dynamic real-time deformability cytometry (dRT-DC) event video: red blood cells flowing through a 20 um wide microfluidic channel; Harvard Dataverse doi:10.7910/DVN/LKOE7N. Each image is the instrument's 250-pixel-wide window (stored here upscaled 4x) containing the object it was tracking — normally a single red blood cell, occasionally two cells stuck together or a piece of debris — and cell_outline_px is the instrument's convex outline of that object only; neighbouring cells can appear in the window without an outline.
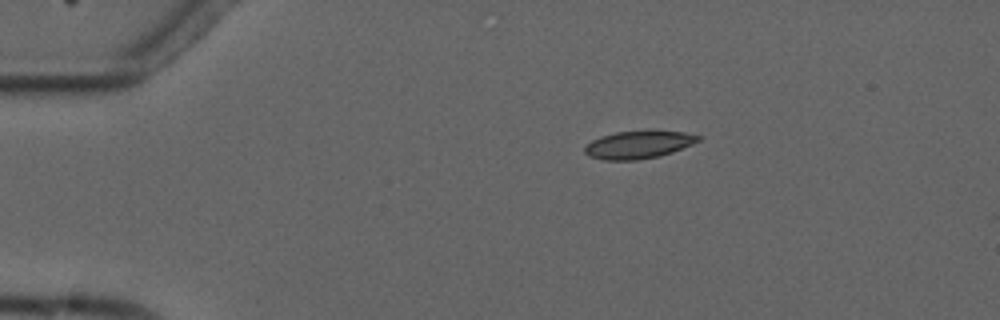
{"species": "common noctule bat (a hibernating species)", "species_latin": "Nyctalus noctula", "temperature_condition": "cold", "stored_images_in_passage": 2, "camera_frame_rate_fps": 3000, "um_per_image_px": 0.085, "animal": {"sex": "male", "forearm_length_mm": 52.5}, "frame": {"image": 1, "passage_image": 1, "time_ms": 0.0, "image_size_px": [1000, 320], "cell_outline_px": [[704, 136], [700, 140], [692, 144], [672, 152], [660, 156], [636, 160], [604, 160], [588, 156], [584, 152], [584, 148], [592, 140], [600, 136], [616, 132], [684, 132]], "centroid_in_image_um": [54.26, 12.32], "position_along_channel_um": 30.7, "area_um2": 18.03}}